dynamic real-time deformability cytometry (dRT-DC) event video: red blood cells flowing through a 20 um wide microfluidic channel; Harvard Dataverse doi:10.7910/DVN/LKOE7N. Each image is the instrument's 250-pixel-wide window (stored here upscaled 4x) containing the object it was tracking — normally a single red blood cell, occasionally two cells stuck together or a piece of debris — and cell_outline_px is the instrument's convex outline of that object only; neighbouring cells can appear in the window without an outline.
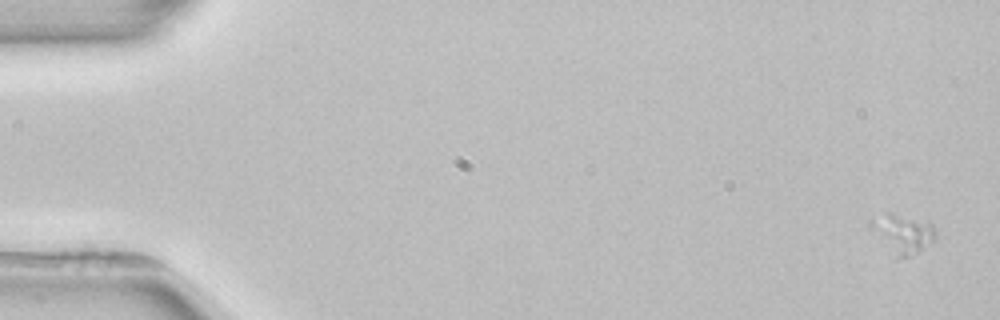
{"species": "common noctule bat (a hibernating species)", "species_latin": "Nyctalus noctula", "temperature_condition": "room temperature", "stored_images_in_passage": 4, "camera_frame_rate_fps": 3000, "um_per_image_px": 0.085, "animal": {"sex": "female", "body_mass_g": 22.7, "forearm_length_mm": 54.2}, "frame": {"image": 1, "passage_image": 1, "time_ms": 0.0, "image_size_px": [1000, 320], "cell_outline_px": [[936, 240], [912, 256], [900, 256], [868, 224], [868, 220], [888, 212], [892, 212], [932, 224], [936, 232]], "centroid_in_image_um": [76.81, 19.79], "position_along_channel_um": 8.2, "area_um2": 13.76}}